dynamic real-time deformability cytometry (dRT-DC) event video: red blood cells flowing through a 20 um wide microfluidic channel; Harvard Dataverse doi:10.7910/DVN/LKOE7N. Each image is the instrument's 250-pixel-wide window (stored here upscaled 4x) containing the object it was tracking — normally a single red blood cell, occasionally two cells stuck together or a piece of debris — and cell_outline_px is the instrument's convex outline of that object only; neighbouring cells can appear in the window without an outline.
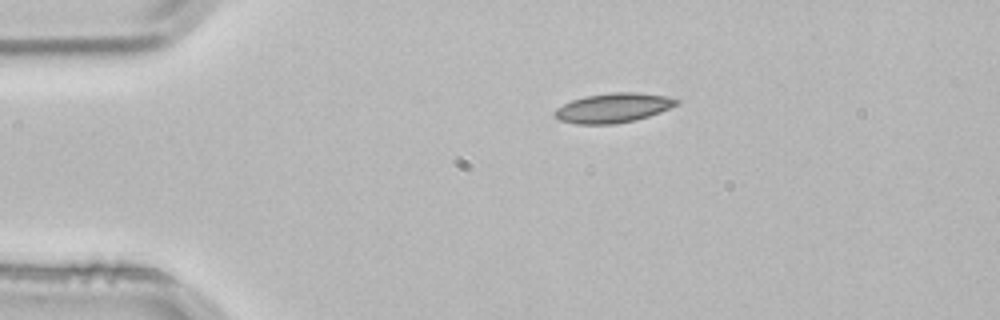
{"species": "common noctule bat (a hibernating species)", "species_latin": "Nyctalus noctula", "temperature_condition": "room temperature", "stored_images_in_passage": 2, "camera_frame_rate_fps": 3000, "um_per_image_px": 0.085, "animal": {"sex": "male", "body_mass_g": 21.5, "forearm_length_mm": 52.0}, "frame": {"image": 1, "passage_image": 1, "time_ms": 0.0, "image_size_px": [1000, 320], "cell_outline_px": [[680, 104], [660, 112], [636, 120], [616, 124], [576, 124], [560, 120], [552, 112], [556, 108], [572, 100], [584, 96], [612, 92], [640, 92], [668, 96], [680, 100]], "centroid_in_image_um": [52.16, 9.16], "position_along_channel_um": 32.8, "area_um2": 21.15}}